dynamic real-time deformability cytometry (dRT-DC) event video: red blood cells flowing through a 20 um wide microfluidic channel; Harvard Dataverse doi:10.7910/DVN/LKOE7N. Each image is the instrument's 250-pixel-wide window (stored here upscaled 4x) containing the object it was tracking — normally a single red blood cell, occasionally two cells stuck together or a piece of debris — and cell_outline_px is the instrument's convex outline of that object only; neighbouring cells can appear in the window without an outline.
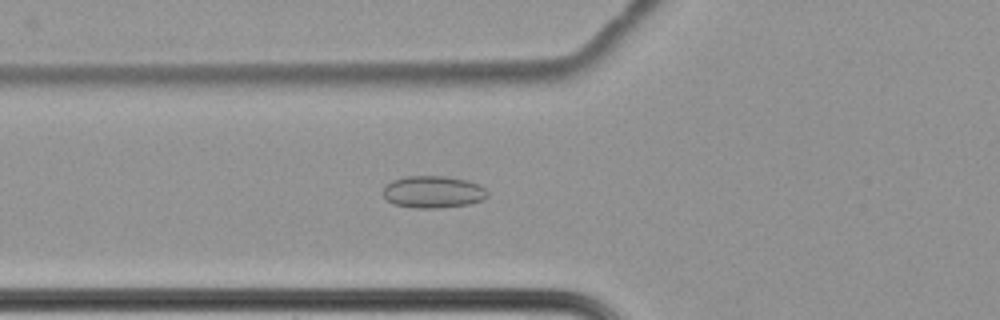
{"species": "common noctule bat (a hibernating species)", "species_latin": "Nyctalus noctula", "temperature_condition": "cold", "stored_images_in_passage": 66, "camera_frame_rate_fps": 3000, "um_per_image_px": 0.085, "animal": {"sex": "female", "body_mass_g": 22.7, "forearm_length_mm": 54.2}, "frame": {"image": 1, "passage_image": 28, "time_ms": 9.0, "image_size_px": [1000, 320], "cell_outline_px": [[488, 196], [484, 200], [468, 204], [436, 208], [416, 208], [392, 204], [380, 192], [392, 180], [408, 176], [448, 176], [468, 180], [480, 184], [488, 192]], "centroid_in_image_um": [36.83, 16.31], "position_along_channel_um": 89.0, "area_um2": 19.71}}
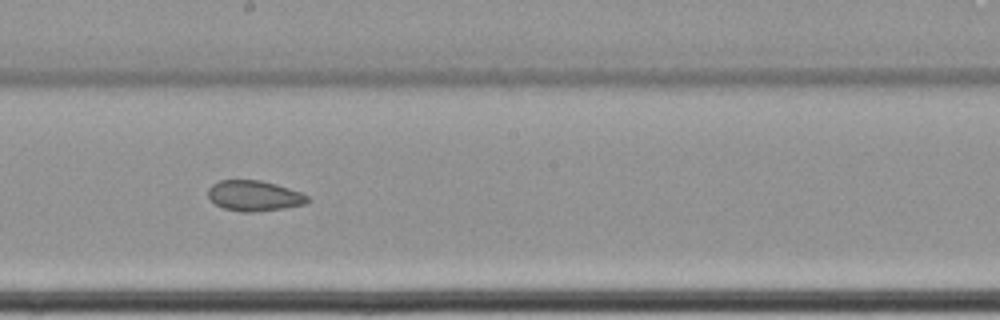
{"frame": {"image": 2, "passage_image": 40, "time_ms": 13.0, "image_size_px": [1000, 320], "cell_outline_px": [[308, 200], [304, 204], [284, 208], [252, 212], [240, 212], [224, 208], [216, 204], [208, 196], [208, 188], [212, 184], [220, 180], [260, 180], [276, 184], [300, 192], [308, 196]], "centroid_in_image_um": [21.58, 16.64], "position_along_channel_um": 226.6, "area_um2": 17.51}}
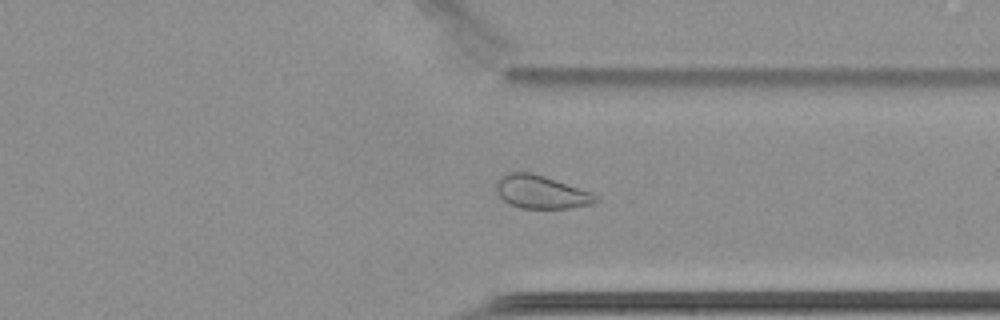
{"frame": {"image": 3, "passage_image": 52, "time_ms": 17.0, "image_size_px": [1000, 320], "cell_outline_px": [[600, 200], [592, 204], [572, 208], [520, 208], [508, 204], [496, 192], [496, 180], [500, 176], [508, 172], [528, 172], [544, 176], [592, 192]], "centroid_in_image_um": [45.98, 16.32], "position_along_channel_um": 365.4, "area_um2": 19.31}, "authors_computed_cell_mechanics": {"area_um2": 22.2819, "velocity_mm_per_s": 3.4465, "shape_relaxation_time_tau1_ms": null, "shape_relaxation_time_tau2_ms": 5.5709, "deformation_change_tau1": null, "deformation_change_tau2": 0.0974}}